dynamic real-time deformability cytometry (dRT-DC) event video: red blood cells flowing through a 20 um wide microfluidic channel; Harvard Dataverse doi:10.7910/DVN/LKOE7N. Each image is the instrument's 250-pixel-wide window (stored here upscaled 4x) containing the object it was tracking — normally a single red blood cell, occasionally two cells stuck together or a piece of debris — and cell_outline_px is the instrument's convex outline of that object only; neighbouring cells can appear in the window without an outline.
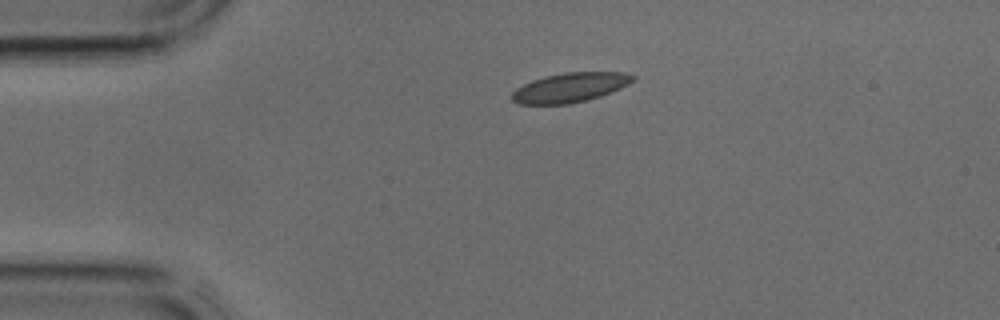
{"species": "common noctule bat (a hibernating species)", "species_latin": "Nyctalus noctula", "temperature_condition": "cold", "stored_images_in_passage": 3, "camera_frame_rate_fps": 3000, "um_per_image_px": 0.085, "animal": {"sex": "male", "body_mass_g": 17.9, "forearm_length_mm": 54.2}, "frame": {"image": 1, "passage_image": 3, "time_ms": 0.667, "image_size_px": [1000, 320], "cell_outline_px": [[636, 76], [628, 84], [620, 88], [600, 96], [568, 104], [520, 104], [512, 100], [512, 92], [516, 88], [532, 80], [544, 76], [564, 72], [624, 72]], "centroid_in_image_um": [48.43, 7.43], "position_along_channel_um": 36.6, "area_um2": 20.58}}